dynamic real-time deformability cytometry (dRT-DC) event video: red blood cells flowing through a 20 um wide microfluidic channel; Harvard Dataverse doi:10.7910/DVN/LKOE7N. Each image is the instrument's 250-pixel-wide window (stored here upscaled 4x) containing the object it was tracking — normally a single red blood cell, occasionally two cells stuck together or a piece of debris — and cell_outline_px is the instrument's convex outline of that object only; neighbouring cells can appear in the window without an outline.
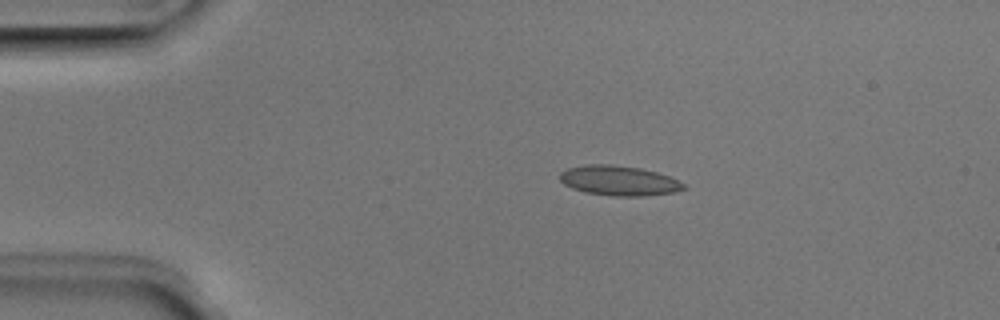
{"species": "Egyptian fruit bat (a non-hibernating species)", "species_latin": "Rousettus aegyptiacus", "temperature_condition": "room temperature", "stored_images_in_passage": 4, "camera_frame_rate_fps": 3000, "um_per_image_px": 0.085, "animal": {"sex": "male"}, "frame": {"image": 1, "passage_image": 1, "time_ms": 0.0, "image_size_px": [1000, 320], "cell_outline_px": [[688, 188], [676, 192], [644, 196], [612, 196], [584, 192], [572, 188], [564, 184], [560, 180], [560, 172], [568, 168], [584, 164], [608, 164], [640, 168], [656, 172], [668, 176], [684, 184]], "centroid_in_image_um": [52.6, 15.36], "position_along_channel_um": 32.4, "area_um2": 21.62}}
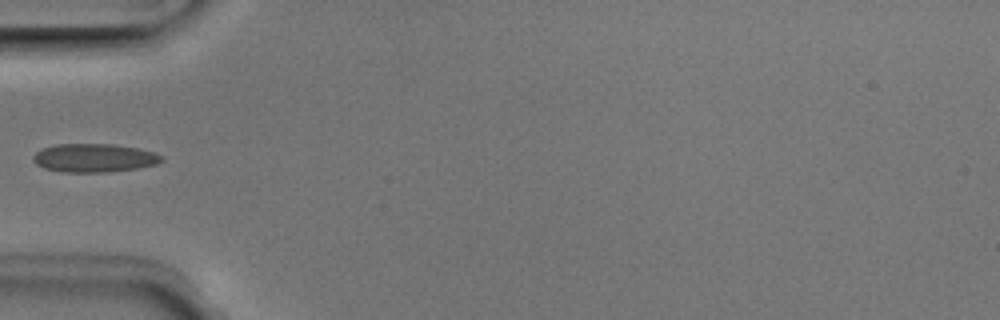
{"frame": {"image": 2, "passage_image": 3, "time_ms": 0.667, "image_size_px": [1000, 320], "cell_outline_px": [[164, 160], [156, 164], [136, 168], [108, 172], [60, 172], [44, 168], [36, 164], [32, 160], [32, 156], [40, 148], [56, 144], [112, 144], [136, 148], [152, 152], [164, 156]], "centroid_in_image_um": [7.96, 13.42], "position_along_channel_um": 77.0, "area_um2": 21.39}}